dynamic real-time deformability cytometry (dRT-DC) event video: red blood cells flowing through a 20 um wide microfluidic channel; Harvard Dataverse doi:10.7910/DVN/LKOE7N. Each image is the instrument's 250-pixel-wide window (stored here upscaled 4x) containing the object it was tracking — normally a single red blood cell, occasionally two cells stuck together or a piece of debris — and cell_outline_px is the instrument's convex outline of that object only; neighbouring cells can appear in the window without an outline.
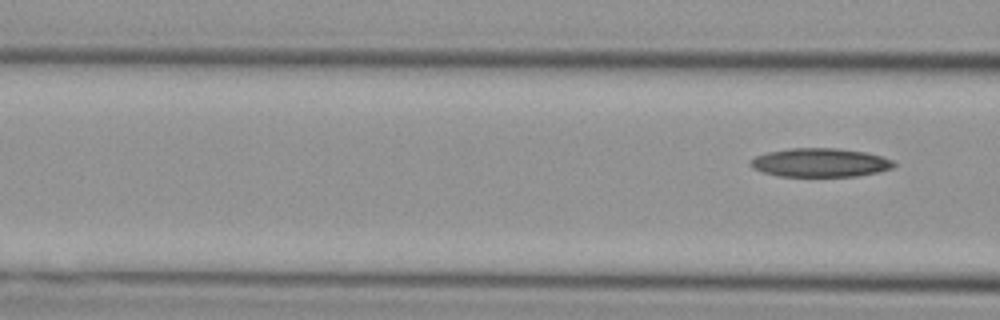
{"species": "Egyptian fruit bat (a non-hibernating species)", "species_latin": "Rousettus aegyptiacus", "temperature_condition": "cold", "stored_images_in_passage": 4, "camera_frame_rate_fps": 3000, "um_per_image_px": 0.085, "animal": {"sex": "female"}, "frame": {"image": 1, "passage_image": 4, "time_ms": 1.0, "image_size_px": [1000, 320], "cell_outline_px": [[896, 164], [892, 168], [876, 172], [856, 176], [780, 176], [764, 172], [752, 168], [748, 164], [756, 156], [768, 152], [788, 148], [836, 148], [868, 152], [892, 160]], "centroid_in_image_um": [69.71, 13.81], "position_along_channel_um": 96.9, "area_um2": 23.87}}